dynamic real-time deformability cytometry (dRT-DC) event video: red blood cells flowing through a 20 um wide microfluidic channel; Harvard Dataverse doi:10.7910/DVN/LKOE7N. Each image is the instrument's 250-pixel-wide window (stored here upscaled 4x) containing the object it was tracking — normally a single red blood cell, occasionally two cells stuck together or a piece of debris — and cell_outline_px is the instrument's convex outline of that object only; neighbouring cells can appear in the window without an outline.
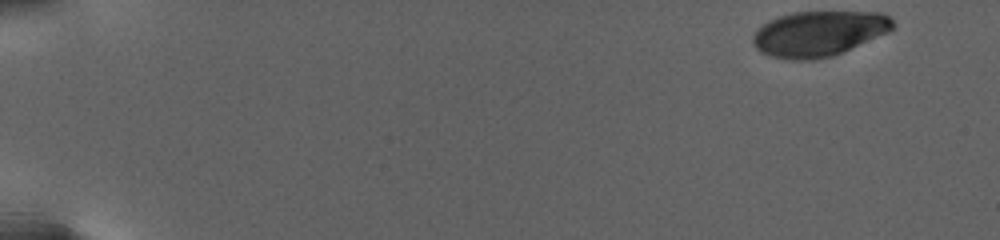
{"species": "human", "species_latin": "Homo sapiens", "temperature_condition": "warm", "stored_images_in_passage": 53, "camera_frame_rate_fps": 3000, "um_per_image_px": 0.085, "donor": {"sex": "female"}, "frame": {"image": 1, "passage_image": 1, "time_ms": 0.0, "image_size_px": [1000, 240], "cell_outline_px": [[896, 24], [888, 32], [832, 56], [812, 60], [792, 60], [772, 56], [760, 52], [756, 48], [752, 40], [752, 36], [756, 28], [768, 20], [792, 12], [884, 12]], "centroid_in_image_um": [69.57, 2.84], "position_along_channel_um": 15.4, "area_um2": 36.93}}
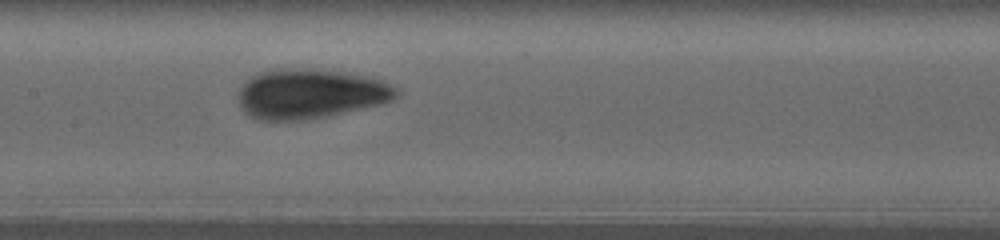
{"frame": {"image": 2, "passage_image": 29, "time_ms": 12.333, "image_size_px": [1000, 240], "cell_outline_px": [[400, 92], [392, 100], [384, 104], [328, 116], [304, 120], [256, 120], [244, 112], [240, 108], [236, 96], [236, 92], [252, 76], [260, 72], [276, 68], [296, 68], [340, 72], [372, 76], [396, 88]], "centroid_in_image_um": [26.34, 7.98], "position_along_channel_um": 181.1, "area_um2": 46.12}}
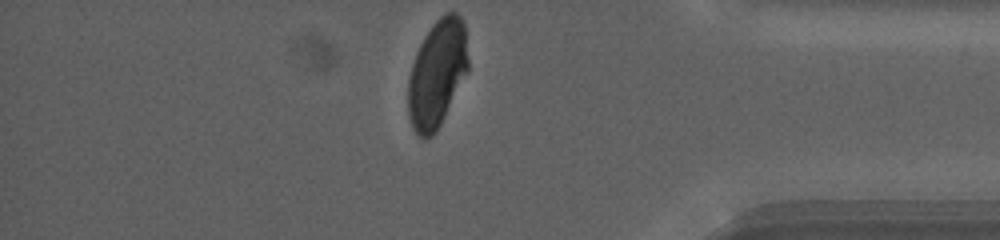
{"frame": {"image": 3, "passage_image": 52, "time_ms": 21.333, "image_size_px": [1000, 240], "cell_outline_px": [[468, 68], [436, 132], [432, 136], [424, 140], [412, 128], [408, 116], [408, 76], [416, 52], [424, 36], [432, 24], [444, 12], [456, 12], [460, 16], [464, 24], [468, 60]], "centroid_in_image_um": [37.12, 6.24], "position_along_channel_um": 398.1, "area_um2": 37.34}, "authors_computed_cell_mechanics": {"area_um2": 40.8068, "velocity_mm_per_s": 2.6484, "shape_relaxation_time_tau1_ms": 5.7859, "shape_relaxation_time_tau2_ms": 1.3405, "deformation_change_tau1": 0.1673, "deformation_change_tau2": 0.0485}}